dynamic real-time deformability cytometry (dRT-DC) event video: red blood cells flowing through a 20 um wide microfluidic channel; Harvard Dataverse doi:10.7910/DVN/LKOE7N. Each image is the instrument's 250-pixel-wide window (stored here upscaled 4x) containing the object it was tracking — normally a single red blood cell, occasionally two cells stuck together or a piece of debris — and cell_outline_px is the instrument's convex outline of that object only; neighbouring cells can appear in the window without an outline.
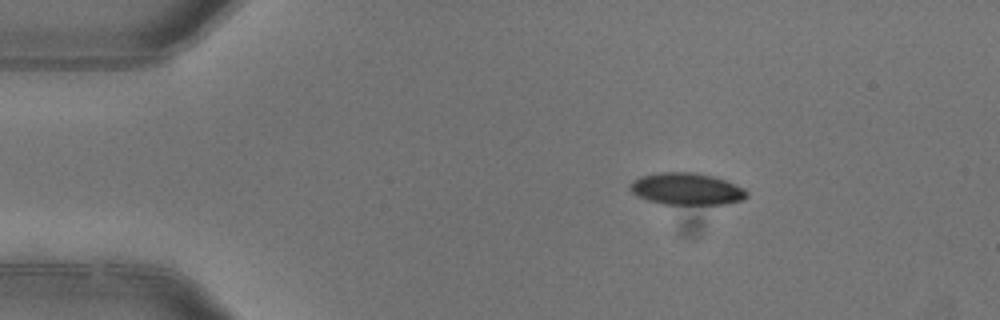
{"species": "common noctule bat (a hibernating species)", "species_latin": "Nyctalus noctula", "temperature_condition": "warm", "stored_images_in_passage": 3, "camera_frame_rate_fps": 3000, "um_per_image_px": 0.085, "animal": {"sex": "female"}, "frame": {"image": 1, "passage_image": 1, "time_ms": 0.0, "image_size_px": [1000, 320], "cell_outline_px": [[748, 196], [744, 200], [724, 204], [664, 204], [648, 200], [636, 196], [628, 188], [628, 184], [632, 180], [640, 176], [660, 172], [696, 172], [712, 176], [724, 180], [744, 188], [748, 192]], "centroid_in_image_um": [58.33, 16.05], "position_along_channel_um": 26.7, "area_um2": 21.91}}
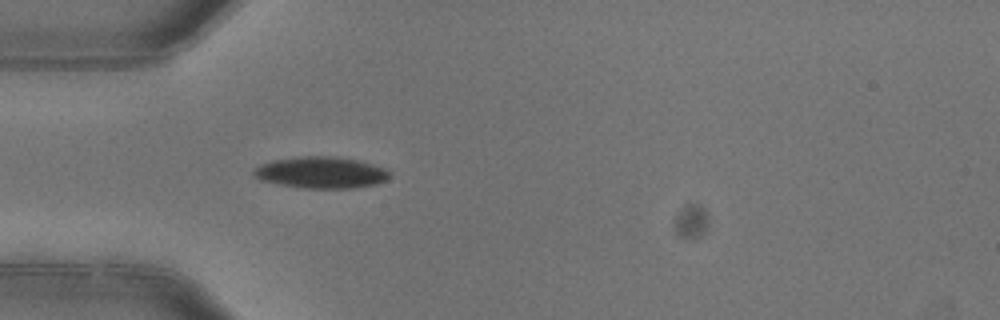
{"frame": {"image": 2, "passage_image": 3, "time_ms": 0.667, "image_size_px": [1000, 320], "cell_outline_px": [[392, 172], [388, 180], [376, 184], [352, 188], [300, 188], [260, 180], [252, 176], [252, 172], [260, 164], [276, 160], [304, 156], [324, 156], [356, 160], [372, 164], [384, 168]], "centroid_in_image_um": [27.3, 14.68], "position_along_channel_um": 57.7, "area_um2": 24.8}}